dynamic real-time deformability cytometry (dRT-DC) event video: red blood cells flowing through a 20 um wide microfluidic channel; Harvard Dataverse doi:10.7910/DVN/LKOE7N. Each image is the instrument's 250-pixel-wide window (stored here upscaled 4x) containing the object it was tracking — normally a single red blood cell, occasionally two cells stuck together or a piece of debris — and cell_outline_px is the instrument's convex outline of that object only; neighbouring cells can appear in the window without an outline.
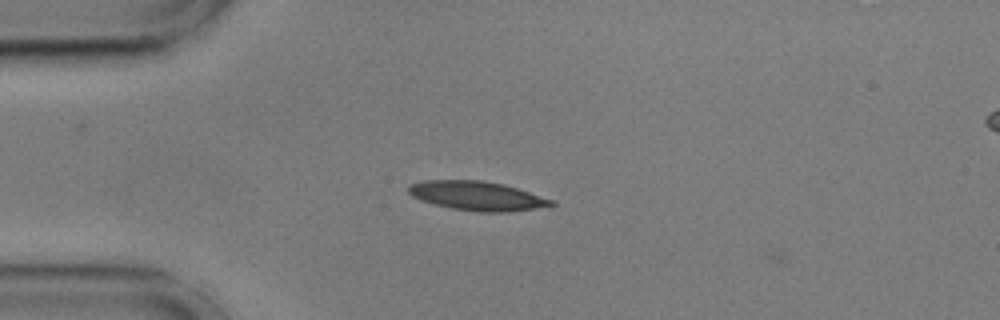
{"species": "common noctule bat (a hibernating species)", "species_latin": "Nyctalus noctula", "temperature_condition": "cold", "stored_images_in_passage": 4, "camera_frame_rate_fps": 3000, "um_per_image_px": 0.085, "animal": {"sex": "male", "body_mass_g": 17.9, "forearm_length_mm": 54.2}, "frame": {"image": 1, "passage_image": 2, "time_ms": 0.333, "image_size_px": [1000, 320], "cell_outline_px": [[556, 204], [552, 208], [508, 212], [480, 212], [452, 208], [420, 200], [412, 196], [408, 192], [408, 184], [424, 180], [480, 180], [504, 184], [556, 200]], "centroid_in_image_um": [40.66, 16.66], "position_along_channel_um": 44.3, "area_um2": 24.74}}